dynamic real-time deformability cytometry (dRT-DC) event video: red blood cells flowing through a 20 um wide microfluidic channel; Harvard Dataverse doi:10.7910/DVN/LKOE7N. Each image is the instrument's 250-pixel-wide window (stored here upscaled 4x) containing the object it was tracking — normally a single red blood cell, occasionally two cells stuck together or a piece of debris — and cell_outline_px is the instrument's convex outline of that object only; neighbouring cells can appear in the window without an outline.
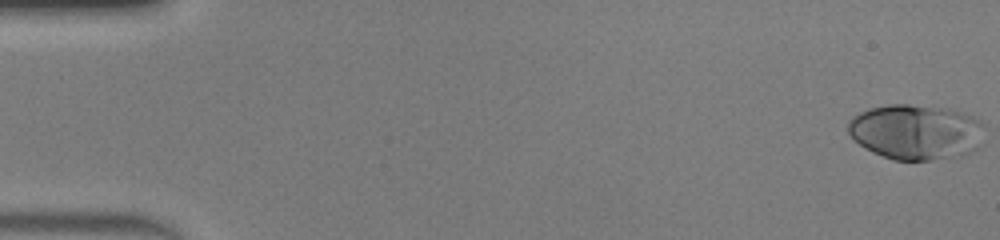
{"species": "human", "species_latin": "Homo sapiens", "temperature_condition": "warm", "stored_images_in_passage": 49, "camera_frame_rate_fps": 3000, "um_per_image_px": 0.085, "donor": {"sex": "male"}, "frame": {"image": 1, "passage_image": 1, "time_ms": 0.0, "image_size_px": [1000, 240], "cell_outline_px": [[984, 124], [980, 148], [960, 156], [932, 160], [892, 160], [872, 152], [864, 148], [848, 132], [848, 120], [852, 116], [860, 112], [872, 108], [888, 104], [908, 104], [948, 108], [972, 116], [980, 120]], "centroid_in_image_um": [77.87, 11.22], "position_along_channel_um": 7.1, "area_um2": 44.27}}
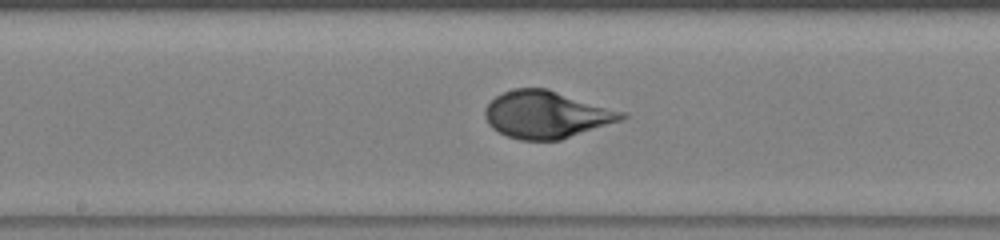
{"frame": {"image": 2, "passage_image": 26, "time_ms": 8.333, "image_size_px": [1000, 240], "cell_outline_px": [[628, 116], [620, 120], [560, 140], [520, 140], [508, 136], [492, 128], [488, 124], [484, 116], [484, 112], [488, 104], [496, 96], [512, 88], [548, 88], [628, 112]], "centroid_in_image_um": [46.46, 9.72], "position_along_channel_um": 201.7, "area_um2": 37.74}}
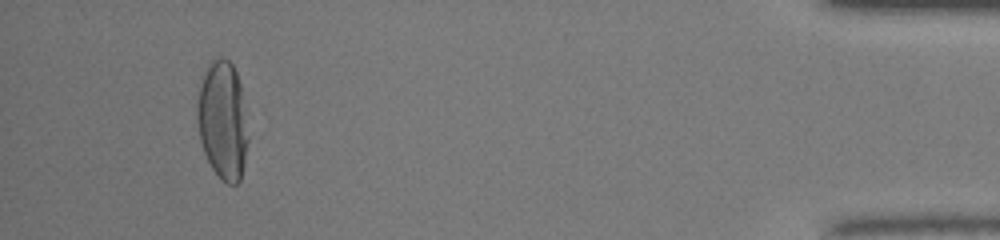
{"frame": {"image": 3, "passage_image": 46, "time_ms": 15.0, "image_size_px": [1000, 240], "cell_outline_px": [[248, 140], [244, 164], [240, 180], [236, 184], [228, 184], [220, 180], [212, 168], [204, 152], [200, 140], [196, 120], [196, 104], [200, 84], [208, 64], [212, 60], [224, 56], [232, 64], [236, 72], [240, 84], [248, 136]], "centroid_in_image_um": [18.91, 10.24], "position_along_channel_um": 416.3, "area_um2": 35.2}, "authors_computed_cell_mechanics": {"area_um2": 37.859, "velocity_mm_per_s": 4.2395, "shape_relaxation_time_tau1_ms": 4.1334, "shape_relaxation_time_tau2_ms": null, "deformation_change_tau1": 0.242, "deformation_change_tau2": null}}